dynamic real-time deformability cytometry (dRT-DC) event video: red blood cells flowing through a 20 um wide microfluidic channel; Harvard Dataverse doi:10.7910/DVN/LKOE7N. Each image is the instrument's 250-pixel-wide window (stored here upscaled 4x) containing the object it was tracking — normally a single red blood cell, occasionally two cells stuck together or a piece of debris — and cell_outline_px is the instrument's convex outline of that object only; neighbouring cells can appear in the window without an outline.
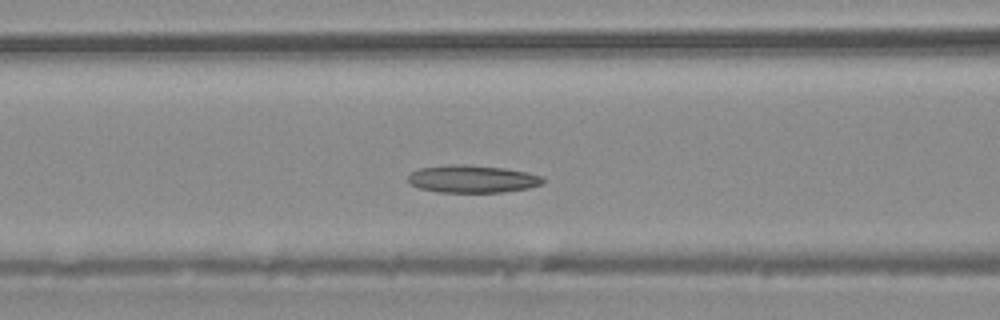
{"species": "common noctule bat (a hibernating species)", "species_latin": "Nyctalus noctula", "temperature_condition": "warm", "stored_images_in_passage": 34, "camera_frame_rate_fps": 3000, "um_per_image_px": 0.085, "animal": {"sex": "male", "body_mass_g": 20.4}, "frame": {"image": 1, "passage_image": 9, "time_ms": 2.667, "image_size_px": [1000, 320], "cell_outline_px": [[544, 184], [528, 188], [504, 192], [440, 192], [420, 188], [408, 184], [408, 176], [412, 172], [420, 168], [452, 164], [464, 164], [504, 168], [528, 172], [544, 176]], "centroid_in_image_um": [40.18, 15.21], "position_along_channel_um": 126.4, "area_um2": 21.79}}
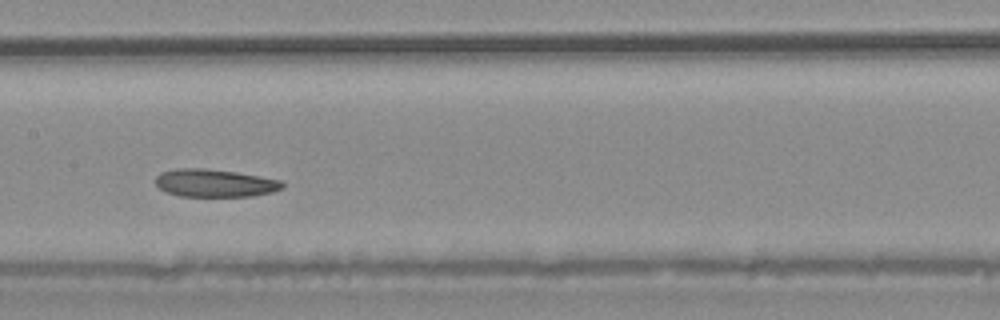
{"frame": {"image": 2, "passage_image": 13, "time_ms": 4.0, "image_size_px": [1000, 320], "cell_outline_px": [[284, 188], [272, 192], [252, 196], [180, 196], [168, 192], [160, 188], [156, 184], [156, 176], [160, 172], [176, 168], [204, 168], [236, 172], [280, 180], [284, 184]], "centroid_in_image_um": [18.25, 15.55], "position_along_channel_um": 189.1, "area_um2": 20.46}}
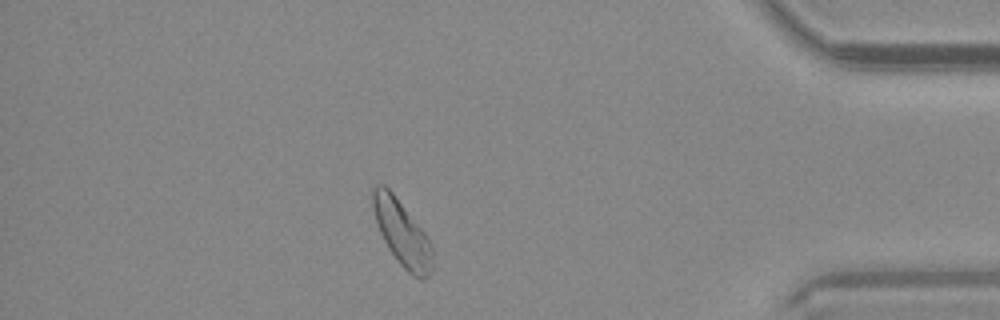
{"frame": {"image": 3, "passage_image": 29, "time_ms": 9.333, "image_size_px": [1000, 320], "cell_outline_px": [[432, 272], [424, 280], [420, 280], [412, 276], [400, 264], [388, 248], [376, 224], [372, 208], [372, 188], [376, 184], [384, 184], [392, 192], [424, 232], [432, 244]], "centroid_in_image_um": [34.16, 19.83], "position_along_channel_um": 401.0, "area_um2": 22.77}}